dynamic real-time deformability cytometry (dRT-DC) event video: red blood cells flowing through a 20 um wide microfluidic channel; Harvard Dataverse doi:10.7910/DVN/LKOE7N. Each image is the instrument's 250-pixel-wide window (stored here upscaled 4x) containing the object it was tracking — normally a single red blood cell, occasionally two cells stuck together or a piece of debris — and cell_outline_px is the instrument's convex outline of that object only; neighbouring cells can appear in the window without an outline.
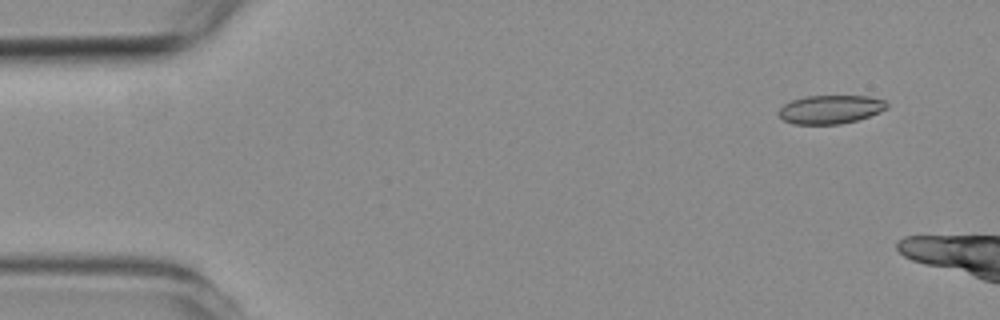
{"species": "common noctule bat (a hibernating species)", "species_latin": "Nyctalus noctula", "temperature_condition": "room temperature", "stored_images_in_passage": 9, "camera_frame_rate_fps": 3000, "um_per_image_px": 0.085, "animal": {"sex": "female", "body_mass_g": 19.3, "forearm_length_mm": 54.1}, "frame": {"image": 1, "passage_image": 1, "time_ms": 0.0, "image_size_px": [1000, 320], "cell_outline_px": [[888, 108], [880, 112], [856, 120], [840, 124], [792, 124], [784, 120], [776, 112], [784, 104], [792, 100], [804, 96], [868, 96], [884, 100], [888, 104]], "centroid_in_image_um": [70.57, 9.29], "position_along_channel_um": 14.4, "area_um2": 18.03}}
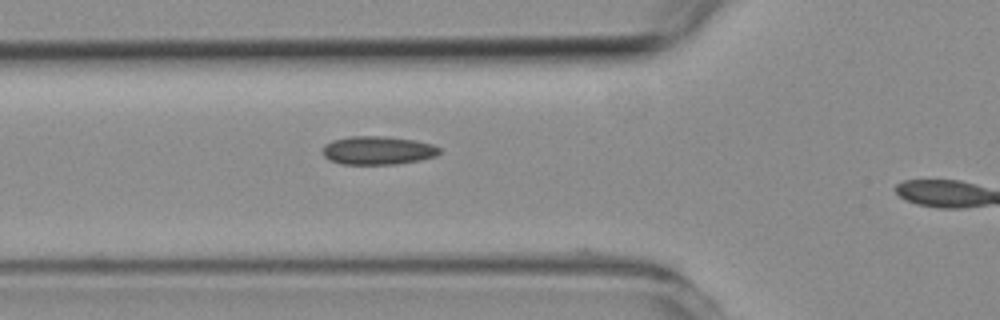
{"frame": {"image": 2, "passage_image": 5, "time_ms": 4.667, "image_size_px": [1000, 320], "cell_outline_px": [[440, 152], [436, 156], [420, 160], [396, 164], [340, 164], [328, 160], [320, 152], [324, 144], [332, 140], [348, 136], [384, 136], [416, 140], [432, 144], [440, 148]], "centroid_in_image_um": [32.06, 12.78], "position_along_channel_um": 93.7, "area_um2": 19.65}}